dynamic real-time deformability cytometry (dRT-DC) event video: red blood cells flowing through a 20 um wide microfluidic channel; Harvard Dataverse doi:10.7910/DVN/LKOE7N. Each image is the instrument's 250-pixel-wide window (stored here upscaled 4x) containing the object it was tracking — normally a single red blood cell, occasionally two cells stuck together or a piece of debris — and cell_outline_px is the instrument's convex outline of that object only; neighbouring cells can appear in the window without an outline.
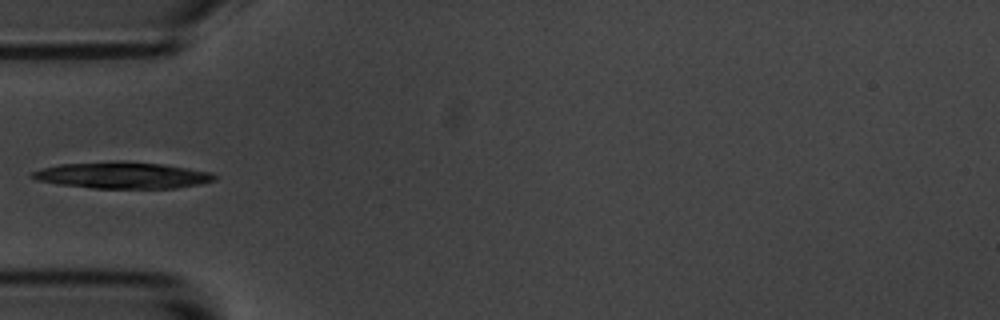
{"species": "common noctule bat (a hibernating species)", "species_latin": "Nyctalus noctula", "temperature_condition": "room temperature", "stored_images_in_passage": 15, "camera_frame_rate_fps": 3000, "um_per_image_px": 0.085, "animal": {"sex": "male", "body_mass_g": 20.1, "forearm_length_mm": 53.5}, "frame": {"image": 1, "passage_image": 5, "time_ms": 5.667, "image_size_px": [1000, 320], "cell_outline_px": [[216, 180], [200, 184], [176, 188], [92, 188], [56, 184], [36, 180], [28, 176], [32, 172], [40, 168], [60, 164], [160, 164], [188, 168], [212, 172], [216, 176]], "centroid_in_image_um": [10.4, 14.95], "position_along_channel_um": 74.6, "area_um2": 26.93}}
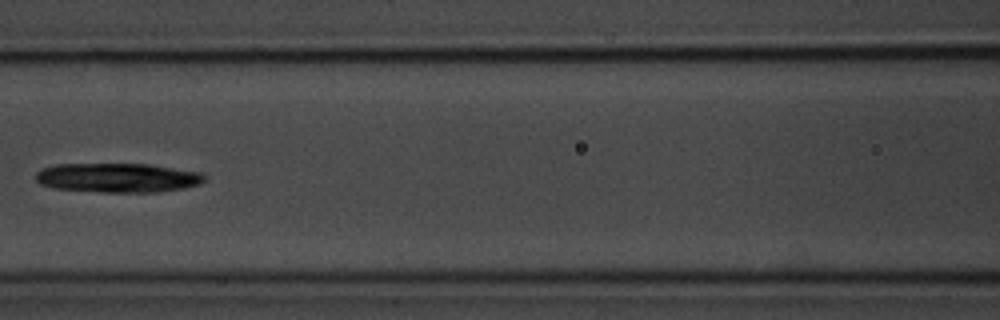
{"frame": {"image": 2, "passage_image": 7, "time_ms": 8.0, "image_size_px": [1000, 320], "cell_outline_px": [[208, 176], [200, 184], [184, 188], [156, 192], [104, 192], [56, 188], [40, 184], [36, 180], [36, 172], [40, 168], [56, 164], [148, 164], [200, 172]], "centroid_in_image_um": [10.01, 15.1], "position_along_channel_um": 156.6, "area_um2": 28.84}}
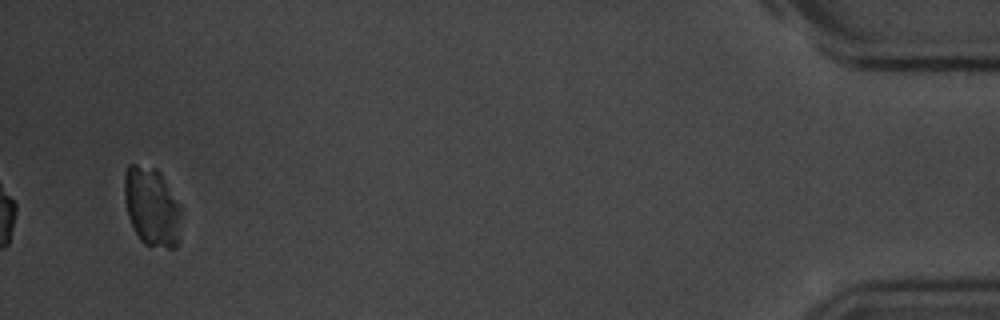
{"frame": {"image": 3, "passage_image": 15, "time_ms": 18.0, "image_size_px": [1000, 320], "cell_outline_px": [[180, 216], [176, 248], [168, 248], [144, 244], [140, 240], [128, 216], [124, 200], [124, 176], [128, 164], [136, 164], [156, 168], [160, 172], [180, 204]], "centroid_in_image_um": [12.88, 17.54], "position_along_channel_um": 422.3, "area_um2": 26.01}, "authors_computed_cell_mechanics": {"area_um2": 29.5936, "velocity_mm_per_s": 3.4796, "shape_relaxation_time_tau1_ms": 3.1225, "shape_relaxation_time_tau2_ms": null, "deformation_change_tau1": 0.1079, "deformation_change_tau2": null}}